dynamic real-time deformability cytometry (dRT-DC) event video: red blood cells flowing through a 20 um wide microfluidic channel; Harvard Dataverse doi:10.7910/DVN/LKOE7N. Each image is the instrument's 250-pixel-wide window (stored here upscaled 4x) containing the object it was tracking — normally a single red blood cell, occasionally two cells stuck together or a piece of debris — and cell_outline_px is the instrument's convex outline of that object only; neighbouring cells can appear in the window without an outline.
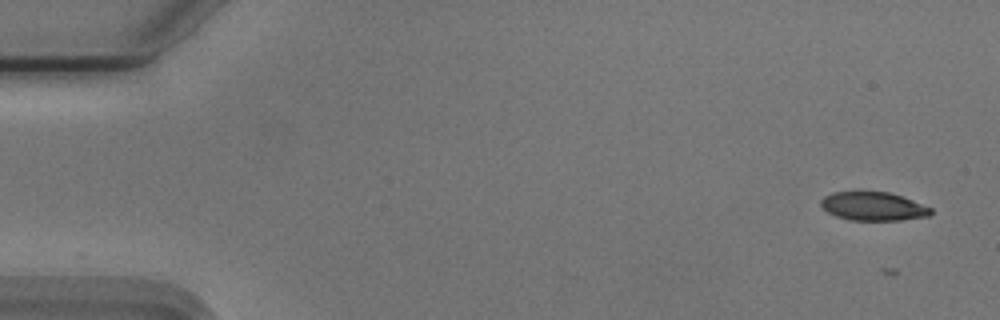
{"species": "Egyptian fruit bat (a non-hibernating species)", "species_latin": "Rousettus aegyptiacus", "temperature_condition": "cold", "stored_images_in_passage": 12, "camera_frame_rate_fps": 3000, "um_per_image_px": 0.085, "animal": {"sex": "male"}, "frame": {"image": 1, "passage_image": 1, "time_ms": 0.0, "image_size_px": [1000, 320], "cell_outline_px": [[932, 212], [928, 216], [900, 220], [852, 220], [836, 216], [828, 212], [820, 204], [820, 200], [824, 196], [832, 192], [888, 192], [912, 200], [932, 208]], "centroid_in_image_um": [74.21, 17.54], "position_along_channel_um": 10.8, "area_um2": 18.09}}